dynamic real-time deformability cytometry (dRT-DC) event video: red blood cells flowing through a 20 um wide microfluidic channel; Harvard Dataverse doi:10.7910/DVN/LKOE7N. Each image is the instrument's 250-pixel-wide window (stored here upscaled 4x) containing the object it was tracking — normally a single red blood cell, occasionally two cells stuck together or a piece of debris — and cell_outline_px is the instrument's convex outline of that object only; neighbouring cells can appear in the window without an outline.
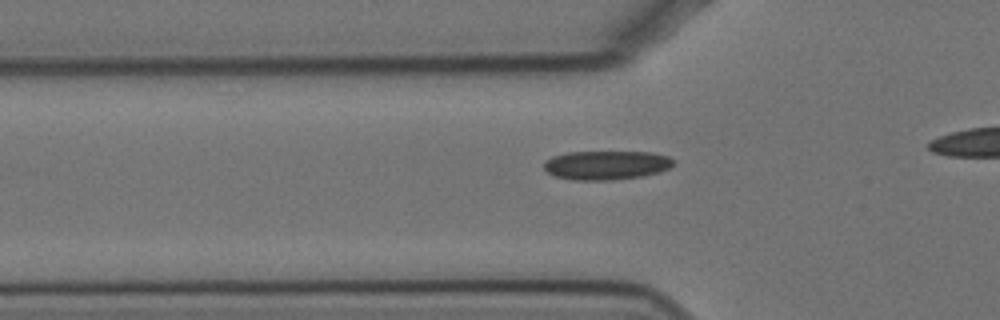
{"species": "Egyptian fruit bat (a non-hibernating species)", "species_latin": "Rousettus aegyptiacus", "temperature_condition": "cold", "stored_images_in_passage": 30, "camera_frame_rate_fps": 3000, "um_per_image_px": 0.085, "animal": {"sex": "female"}, "frame": {"image": 1, "passage_image": 2, "time_ms": 0.333, "image_size_px": [1000, 320], "cell_outline_px": [[676, 160], [668, 168], [660, 172], [644, 176], [612, 180], [572, 180], [556, 176], [548, 172], [544, 168], [544, 160], [552, 156], [568, 152], [652, 152], [668, 156]], "centroid_in_image_um": [51.54, 14.03], "position_along_channel_um": 74.3, "area_um2": 22.02}}
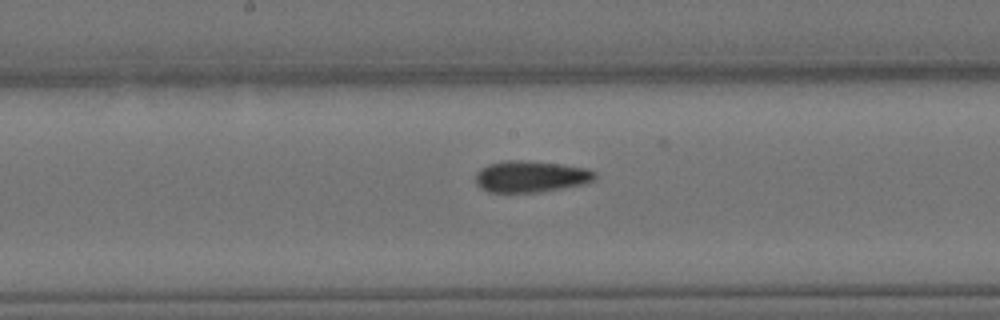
{"frame": {"image": 2, "passage_image": 13, "time_ms": 4.0, "image_size_px": [1000, 320], "cell_outline_px": [[596, 180], [584, 184], [540, 192], [488, 192], [480, 188], [476, 184], [476, 172], [480, 168], [488, 164], [504, 160], [524, 160], [560, 164], [588, 168], [596, 172]], "centroid_in_image_um": [45.12, 15.0], "position_along_channel_um": 203.1, "area_um2": 22.14}}
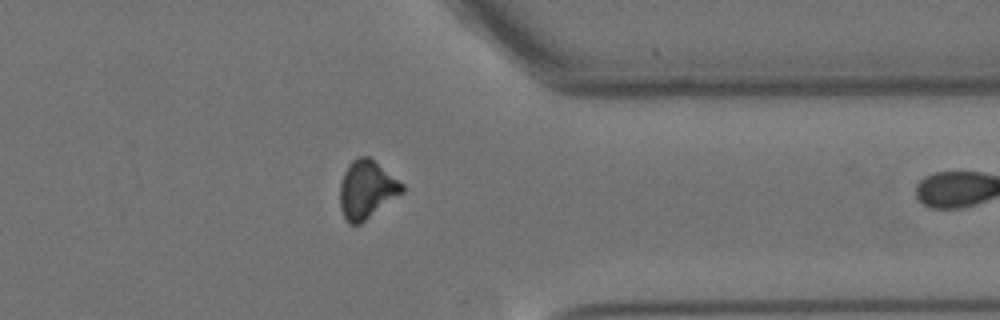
{"frame": {"image": 3, "passage_image": 29, "time_ms": 9.333, "image_size_px": [1000, 320], "cell_outline_px": [[404, 192], [360, 224], [348, 224], [340, 208], [340, 184], [344, 172], [348, 164], [356, 156], [368, 156], [404, 184]], "centroid_in_image_um": [31.16, 16.11], "position_along_channel_um": 380.2, "area_um2": 21.04}}